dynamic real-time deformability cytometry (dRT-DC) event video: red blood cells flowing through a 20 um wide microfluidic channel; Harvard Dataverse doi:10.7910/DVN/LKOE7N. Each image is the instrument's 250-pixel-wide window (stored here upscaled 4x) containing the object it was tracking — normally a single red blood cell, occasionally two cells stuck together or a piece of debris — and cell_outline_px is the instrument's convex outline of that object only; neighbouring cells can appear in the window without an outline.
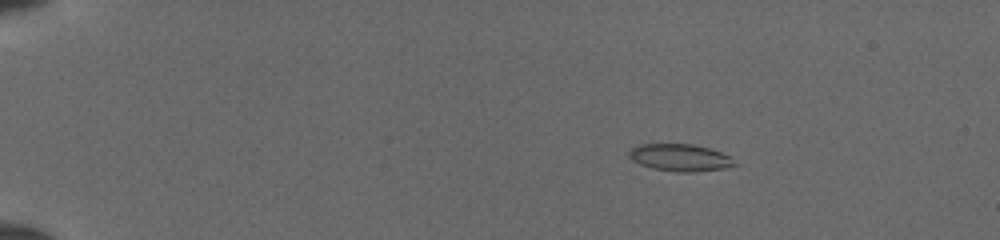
{"species": "common noctule bat (a hibernating species)", "species_latin": "Nyctalus noctula", "temperature_condition": "cold", "stored_images_in_passage": 50, "camera_frame_rate_fps": 3000, "um_per_image_px": 0.085, "animal": {"sex": "female", "body_mass_g": 19.5, "forearm_length_mm": 54.1}, "frame": {"image": 1, "passage_image": 9, "time_ms": 2.667, "image_size_px": [1000, 240], "cell_outline_px": [[736, 164], [720, 168], [692, 172], [676, 172], [652, 168], [640, 164], [632, 160], [628, 156], [628, 152], [632, 148], [640, 144], [692, 144], [712, 148], [728, 156]], "centroid_in_image_um": [57.74, 13.38], "position_along_channel_um": 27.3, "area_um2": 16.47}}
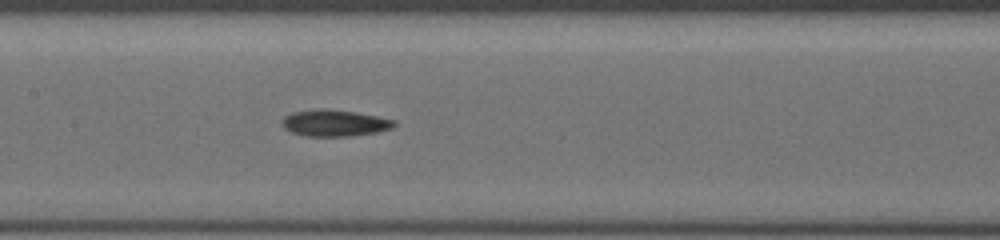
{"frame": {"image": 2, "passage_image": 27, "time_ms": 8.667, "image_size_px": [1000, 240], "cell_outline_px": [[396, 124], [392, 128], [376, 132], [352, 136], [308, 136], [292, 132], [284, 128], [280, 124], [280, 120], [284, 116], [292, 112], [320, 108], [324, 108], [356, 112], [396, 120]], "centroid_in_image_um": [28.41, 10.45], "position_along_channel_um": 179.0, "area_um2": 17.46}}
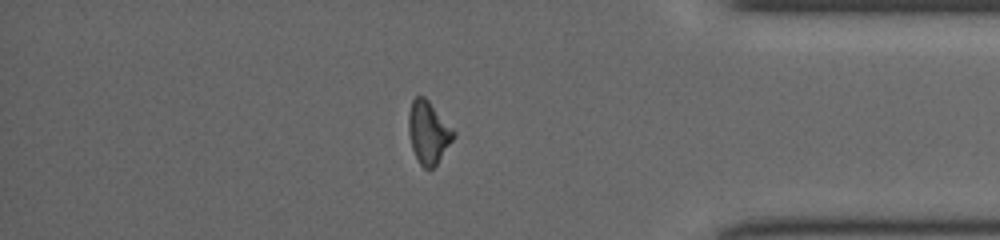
{"frame": {"image": 3, "passage_image": 44, "time_ms": 14.333, "image_size_px": [1000, 240], "cell_outline_px": [[456, 136], [436, 164], [428, 172], [420, 164], [412, 148], [408, 132], [408, 112], [412, 100], [416, 96], [424, 96], [428, 100], [456, 132]], "centroid_in_image_um": [36.4, 11.25], "position_along_channel_um": 398.8, "area_um2": 16.42}}